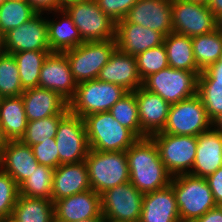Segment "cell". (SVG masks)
Segmentation results:
<instances>
[{
    "label": "cell",
    "instance_id": "ffe728a7",
    "mask_svg": "<svg viewBox=\"0 0 222 222\" xmlns=\"http://www.w3.org/2000/svg\"><path fill=\"white\" fill-rule=\"evenodd\" d=\"M142 132L150 137L164 129L170 104L142 86L134 91Z\"/></svg>",
    "mask_w": 222,
    "mask_h": 222
},
{
    "label": "cell",
    "instance_id": "8992f818",
    "mask_svg": "<svg viewBox=\"0 0 222 222\" xmlns=\"http://www.w3.org/2000/svg\"><path fill=\"white\" fill-rule=\"evenodd\" d=\"M117 49L116 40L88 41L64 51L77 84L95 80Z\"/></svg>",
    "mask_w": 222,
    "mask_h": 222
},
{
    "label": "cell",
    "instance_id": "83f0119b",
    "mask_svg": "<svg viewBox=\"0 0 222 222\" xmlns=\"http://www.w3.org/2000/svg\"><path fill=\"white\" fill-rule=\"evenodd\" d=\"M163 44L165 45L169 67L191 72H201L196 64L191 37L171 32L164 38Z\"/></svg>",
    "mask_w": 222,
    "mask_h": 222
},
{
    "label": "cell",
    "instance_id": "7dc6e473",
    "mask_svg": "<svg viewBox=\"0 0 222 222\" xmlns=\"http://www.w3.org/2000/svg\"><path fill=\"white\" fill-rule=\"evenodd\" d=\"M212 126L222 134V114L212 122Z\"/></svg>",
    "mask_w": 222,
    "mask_h": 222
},
{
    "label": "cell",
    "instance_id": "8fae6325",
    "mask_svg": "<svg viewBox=\"0 0 222 222\" xmlns=\"http://www.w3.org/2000/svg\"><path fill=\"white\" fill-rule=\"evenodd\" d=\"M55 141L59 165L85 161L90 148L83 118L69 111L60 120Z\"/></svg>",
    "mask_w": 222,
    "mask_h": 222
},
{
    "label": "cell",
    "instance_id": "4dcf8cb0",
    "mask_svg": "<svg viewBox=\"0 0 222 222\" xmlns=\"http://www.w3.org/2000/svg\"><path fill=\"white\" fill-rule=\"evenodd\" d=\"M192 49L198 68L203 71L216 63L222 54V33L217 29L192 37Z\"/></svg>",
    "mask_w": 222,
    "mask_h": 222
},
{
    "label": "cell",
    "instance_id": "f546056e",
    "mask_svg": "<svg viewBox=\"0 0 222 222\" xmlns=\"http://www.w3.org/2000/svg\"><path fill=\"white\" fill-rule=\"evenodd\" d=\"M49 53L51 50L13 53L18 65L23 90L39 87L41 67Z\"/></svg>",
    "mask_w": 222,
    "mask_h": 222
},
{
    "label": "cell",
    "instance_id": "d6a6232c",
    "mask_svg": "<svg viewBox=\"0 0 222 222\" xmlns=\"http://www.w3.org/2000/svg\"><path fill=\"white\" fill-rule=\"evenodd\" d=\"M108 112L122 126L131 130L139 139L147 137L141 130L138 105L134 92H127Z\"/></svg>",
    "mask_w": 222,
    "mask_h": 222
},
{
    "label": "cell",
    "instance_id": "1f68e13d",
    "mask_svg": "<svg viewBox=\"0 0 222 222\" xmlns=\"http://www.w3.org/2000/svg\"><path fill=\"white\" fill-rule=\"evenodd\" d=\"M37 13L38 11L27 0H5L0 5V33L6 34L26 23Z\"/></svg>",
    "mask_w": 222,
    "mask_h": 222
},
{
    "label": "cell",
    "instance_id": "7c38bea8",
    "mask_svg": "<svg viewBox=\"0 0 222 222\" xmlns=\"http://www.w3.org/2000/svg\"><path fill=\"white\" fill-rule=\"evenodd\" d=\"M144 194L131 182L117 185L101 194L104 219L139 222Z\"/></svg>",
    "mask_w": 222,
    "mask_h": 222
},
{
    "label": "cell",
    "instance_id": "ac0fdd59",
    "mask_svg": "<svg viewBox=\"0 0 222 222\" xmlns=\"http://www.w3.org/2000/svg\"><path fill=\"white\" fill-rule=\"evenodd\" d=\"M55 222H77L98 217L101 212V195L86 190L53 202Z\"/></svg>",
    "mask_w": 222,
    "mask_h": 222
},
{
    "label": "cell",
    "instance_id": "603a6c76",
    "mask_svg": "<svg viewBox=\"0 0 222 222\" xmlns=\"http://www.w3.org/2000/svg\"><path fill=\"white\" fill-rule=\"evenodd\" d=\"M98 80L122 86L128 92H134L142 86L137 70L136 56L116 49L108 63L101 69Z\"/></svg>",
    "mask_w": 222,
    "mask_h": 222
},
{
    "label": "cell",
    "instance_id": "816d5d0a",
    "mask_svg": "<svg viewBox=\"0 0 222 222\" xmlns=\"http://www.w3.org/2000/svg\"><path fill=\"white\" fill-rule=\"evenodd\" d=\"M189 2H195V3H199V4H203V5H208L209 0H187Z\"/></svg>",
    "mask_w": 222,
    "mask_h": 222
},
{
    "label": "cell",
    "instance_id": "b9f144b4",
    "mask_svg": "<svg viewBox=\"0 0 222 222\" xmlns=\"http://www.w3.org/2000/svg\"><path fill=\"white\" fill-rule=\"evenodd\" d=\"M198 83H222V54L216 63L200 72Z\"/></svg>",
    "mask_w": 222,
    "mask_h": 222
},
{
    "label": "cell",
    "instance_id": "30bf717a",
    "mask_svg": "<svg viewBox=\"0 0 222 222\" xmlns=\"http://www.w3.org/2000/svg\"><path fill=\"white\" fill-rule=\"evenodd\" d=\"M150 138L156 144L160 159L172 176L190 174L197 150L196 136L158 132Z\"/></svg>",
    "mask_w": 222,
    "mask_h": 222
},
{
    "label": "cell",
    "instance_id": "db71d44e",
    "mask_svg": "<svg viewBox=\"0 0 222 222\" xmlns=\"http://www.w3.org/2000/svg\"><path fill=\"white\" fill-rule=\"evenodd\" d=\"M4 143V137L0 126V146Z\"/></svg>",
    "mask_w": 222,
    "mask_h": 222
},
{
    "label": "cell",
    "instance_id": "74e56055",
    "mask_svg": "<svg viewBox=\"0 0 222 222\" xmlns=\"http://www.w3.org/2000/svg\"><path fill=\"white\" fill-rule=\"evenodd\" d=\"M197 95L212 122L222 114V83H198Z\"/></svg>",
    "mask_w": 222,
    "mask_h": 222
},
{
    "label": "cell",
    "instance_id": "cb8c5ba5",
    "mask_svg": "<svg viewBox=\"0 0 222 222\" xmlns=\"http://www.w3.org/2000/svg\"><path fill=\"white\" fill-rule=\"evenodd\" d=\"M86 190H91V186L85 161L60 164L55 168L51 194L53 202Z\"/></svg>",
    "mask_w": 222,
    "mask_h": 222
},
{
    "label": "cell",
    "instance_id": "7402d4cb",
    "mask_svg": "<svg viewBox=\"0 0 222 222\" xmlns=\"http://www.w3.org/2000/svg\"><path fill=\"white\" fill-rule=\"evenodd\" d=\"M21 96L27 121L66 115L69 112L68 102L52 90L36 87L24 90Z\"/></svg>",
    "mask_w": 222,
    "mask_h": 222
},
{
    "label": "cell",
    "instance_id": "4316f807",
    "mask_svg": "<svg viewBox=\"0 0 222 222\" xmlns=\"http://www.w3.org/2000/svg\"><path fill=\"white\" fill-rule=\"evenodd\" d=\"M27 122L22 96L0 98V126L4 142L21 140Z\"/></svg>",
    "mask_w": 222,
    "mask_h": 222
},
{
    "label": "cell",
    "instance_id": "6da1fadb",
    "mask_svg": "<svg viewBox=\"0 0 222 222\" xmlns=\"http://www.w3.org/2000/svg\"><path fill=\"white\" fill-rule=\"evenodd\" d=\"M125 154L129 182L141 193L153 192L171 184L173 176L161 161L157 146L150 137L138 139Z\"/></svg>",
    "mask_w": 222,
    "mask_h": 222
},
{
    "label": "cell",
    "instance_id": "60d3db41",
    "mask_svg": "<svg viewBox=\"0 0 222 222\" xmlns=\"http://www.w3.org/2000/svg\"><path fill=\"white\" fill-rule=\"evenodd\" d=\"M102 11L115 23L123 20L138 0H95Z\"/></svg>",
    "mask_w": 222,
    "mask_h": 222
},
{
    "label": "cell",
    "instance_id": "9f6ffc18",
    "mask_svg": "<svg viewBox=\"0 0 222 222\" xmlns=\"http://www.w3.org/2000/svg\"><path fill=\"white\" fill-rule=\"evenodd\" d=\"M0 43H3V35L0 33Z\"/></svg>",
    "mask_w": 222,
    "mask_h": 222
},
{
    "label": "cell",
    "instance_id": "52a82bcc",
    "mask_svg": "<svg viewBox=\"0 0 222 222\" xmlns=\"http://www.w3.org/2000/svg\"><path fill=\"white\" fill-rule=\"evenodd\" d=\"M63 9L72 18L84 42L115 39L116 23L95 0H74L66 3Z\"/></svg>",
    "mask_w": 222,
    "mask_h": 222
},
{
    "label": "cell",
    "instance_id": "5b68a950",
    "mask_svg": "<svg viewBox=\"0 0 222 222\" xmlns=\"http://www.w3.org/2000/svg\"><path fill=\"white\" fill-rule=\"evenodd\" d=\"M127 92L120 85L98 79L82 82L77 84L76 92L68 102V109L81 118L107 112Z\"/></svg>",
    "mask_w": 222,
    "mask_h": 222
},
{
    "label": "cell",
    "instance_id": "277c9868",
    "mask_svg": "<svg viewBox=\"0 0 222 222\" xmlns=\"http://www.w3.org/2000/svg\"><path fill=\"white\" fill-rule=\"evenodd\" d=\"M85 163L91 189L99 195L129 182V169L125 151H97L90 149Z\"/></svg>",
    "mask_w": 222,
    "mask_h": 222
},
{
    "label": "cell",
    "instance_id": "44dd1931",
    "mask_svg": "<svg viewBox=\"0 0 222 222\" xmlns=\"http://www.w3.org/2000/svg\"><path fill=\"white\" fill-rule=\"evenodd\" d=\"M222 167V134L213 126L197 136V150L190 175L206 178Z\"/></svg>",
    "mask_w": 222,
    "mask_h": 222
},
{
    "label": "cell",
    "instance_id": "c3c4849f",
    "mask_svg": "<svg viewBox=\"0 0 222 222\" xmlns=\"http://www.w3.org/2000/svg\"><path fill=\"white\" fill-rule=\"evenodd\" d=\"M216 29L222 33V13L215 16Z\"/></svg>",
    "mask_w": 222,
    "mask_h": 222
},
{
    "label": "cell",
    "instance_id": "7bdbcfd3",
    "mask_svg": "<svg viewBox=\"0 0 222 222\" xmlns=\"http://www.w3.org/2000/svg\"><path fill=\"white\" fill-rule=\"evenodd\" d=\"M217 206H222V167L206 177Z\"/></svg>",
    "mask_w": 222,
    "mask_h": 222
},
{
    "label": "cell",
    "instance_id": "f6af8a7d",
    "mask_svg": "<svg viewBox=\"0 0 222 222\" xmlns=\"http://www.w3.org/2000/svg\"><path fill=\"white\" fill-rule=\"evenodd\" d=\"M194 222H222V206H216Z\"/></svg>",
    "mask_w": 222,
    "mask_h": 222
},
{
    "label": "cell",
    "instance_id": "f1b7e54d",
    "mask_svg": "<svg viewBox=\"0 0 222 222\" xmlns=\"http://www.w3.org/2000/svg\"><path fill=\"white\" fill-rule=\"evenodd\" d=\"M12 216L19 222H55L53 201L19 195Z\"/></svg>",
    "mask_w": 222,
    "mask_h": 222
},
{
    "label": "cell",
    "instance_id": "f5cc1de1",
    "mask_svg": "<svg viewBox=\"0 0 222 222\" xmlns=\"http://www.w3.org/2000/svg\"><path fill=\"white\" fill-rule=\"evenodd\" d=\"M104 222H132V221L104 219Z\"/></svg>",
    "mask_w": 222,
    "mask_h": 222
},
{
    "label": "cell",
    "instance_id": "9c48e42d",
    "mask_svg": "<svg viewBox=\"0 0 222 222\" xmlns=\"http://www.w3.org/2000/svg\"><path fill=\"white\" fill-rule=\"evenodd\" d=\"M212 127L201 98L196 94L176 104L169 109L167 121L161 133L199 136Z\"/></svg>",
    "mask_w": 222,
    "mask_h": 222
},
{
    "label": "cell",
    "instance_id": "e0dca14e",
    "mask_svg": "<svg viewBox=\"0 0 222 222\" xmlns=\"http://www.w3.org/2000/svg\"><path fill=\"white\" fill-rule=\"evenodd\" d=\"M31 146L21 140L5 141L0 146V168L20 186L37 168Z\"/></svg>",
    "mask_w": 222,
    "mask_h": 222
},
{
    "label": "cell",
    "instance_id": "3957f363",
    "mask_svg": "<svg viewBox=\"0 0 222 222\" xmlns=\"http://www.w3.org/2000/svg\"><path fill=\"white\" fill-rule=\"evenodd\" d=\"M170 185L176 195L181 222H194L217 206L206 178L181 174L173 176Z\"/></svg>",
    "mask_w": 222,
    "mask_h": 222
},
{
    "label": "cell",
    "instance_id": "d590c367",
    "mask_svg": "<svg viewBox=\"0 0 222 222\" xmlns=\"http://www.w3.org/2000/svg\"><path fill=\"white\" fill-rule=\"evenodd\" d=\"M65 115H55L27 122V127L21 141L29 146L55 138L60 120Z\"/></svg>",
    "mask_w": 222,
    "mask_h": 222
},
{
    "label": "cell",
    "instance_id": "8d00e7d4",
    "mask_svg": "<svg viewBox=\"0 0 222 222\" xmlns=\"http://www.w3.org/2000/svg\"><path fill=\"white\" fill-rule=\"evenodd\" d=\"M136 59L138 74L142 81L151 74L169 67L164 44L139 53Z\"/></svg>",
    "mask_w": 222,
    "mask_h": 222
},
{
    "label": "cell",
    "instance_id": "11a10c76",
    "mask_svg": "<svg viewBox=\"0 0 222 222\" xmlns=\"http://www.w3.org/2000/svg\"><path fill=\"white\" fill-rule=\"evenodd\" d=\"M58 1L64 6L66 3L74 1V0H58Z\"/></svg>",
    "mask_w": 222,
    "mask_h": 222
},
{
    "label": "cell",
    "instance_id": "f907efd6",
    "mask_svg": "<svg viewBox=\"0 0 222 222\" xmlns=\"http://www.w3.org/2000/svg\"><path fill=\"white\" fill-rule=\"evenodd\" d=\"M0 222H19L15 217L7 216L6 218L0 219Z\"/></svg>",
    "mask_w": 222,
    "mask_h": 222
},
{
    "label": "cell",
    "instance_id": "681fc988",
    "mask_svg": "<svg viewBox=\"0 0 222 222\" xmlns=\"http://www.w3.org/2000/svg\"><path fill=\"white\" fill-rule=\"evenodd\" d=\"M77 222H104V217L101 214L98 217H92V218L85 219V220H80V221H77Z\"/></svg>",
    "mask_w": 222,
    "mask_h": 222
},
{
    "label": "cell",
    "instance_id": "e575fe53",
    "mask_svg": "<svg viewBox=\"0 0 222 222\" xmlns=\"http://www.w3.org/2000/svg\"><path fill=\"white\" fill-rule=\"evenodd\" d=\"M24 92L13 54L0 52V98L17 97Z\"/></svg>",
    "mask_w": 222,
    "mask_h": 222
},
{
    "label": "cell",
    "instance_id": "d6986e66",
    "mask_svg": "<svg viewBox=\"0 0 222 222\" xmlns=\"http://www.w3.org/2000/svg\"><path fill=\"white\" fill-rule=\"evenodd\" d=\"M165 36L148 27L130 22H117L115 40L117 49L123 53L137 56L147 49L160 46Z\"/></svg>",
    "mask_w": 222,
    "mask_h": 222
},
{
    "label": "cell",
    "instance_id": "bcb514c9",
    "mask_svg": "<svg viewBox=\"0 0 222 222\" xmlns=\"http://www.w3.org/2000/svg\"><path fill=\"white\" fill-rule=\"evenodd\" d=\"M207 6L215 16L222 13V0H209Z\"/></svg>",
    "mask_w": 222,
    "mask_h": 222
},
{
    "label": "cell",
    "instance_id": "2e32d148",
    "mask_svg": "<svg viewBox=\"0 0 222 222\" xmlns=\"http://www.w3.org/2000/svg\"><path fill=\"white\" fill-rule=\"evenodd\" d=\"M119 22H130L162 33L173 32L171 0H138Z\"/></svg>",
    "mask_w": 222,
    "mask_h": 222
},
{
    "label": "cell",
    "instance_id": "836d02e7",
    "mask_svg": "<svg viewBox=\"0 0 222 222\" xmlns=\"http://www.w3.org/2000/svg\"><path fill=\"white\" fill-rule=\"evenodd\" d=\"M55 169L39 164L20 186L19 195L51 200Z\"/></svg>",
    "mask_w": 222,
    "mask_h": 222
},
{
    "label": "cell",
    "instance_id": "ab89813d",
    "mask_svg": "<svg viewBox=\"0 0 222 222\" xmlns=\"http://www.w3.org/2000/svg\"><path fill=\"white\" fill-rule=\"evenodd\" d=\"M37 162L55 169L59 166L58 147L55 138L31 146Z\"/></svg>",
    "mask_w": 222,
    "mask_h": 222
},
{
    "label": "cell",
    "instance_id": "d4e9b609",
    "mask_svg": "<svg viewBox=\"0 0 222 222\" xmlns=\"http://www.w3.org/2000/svg\"><path fill=\"white\" fill-rule=\"evenodd\" d=\"M139 222H181L171 185L144 194Z\"/></svg>",
    "mask_w": 222,
    "mask_h": 222
},
{
    "label": "cell",
    "instance_id": "ba28073f",
    "mask_svg": "<svg viewBox=\"0 0 222 222\" xmlns=\"http://www.w3.org/2000/svg\"><path fill=\"white\" fill-rule=\"evenodd\" d=\"M199 74L167 67L145 78L142 87L172 105L197 94Z\"/></svg>",
    "mask_w": 222,
    "mask_h": 222
},
{
    "label": "cell",
    "instance_id": "5bb4252c",
    "mask_svg": "<svg viewBox=\"0 0 222 222\" xmlns=\"http://www.w3.org/2000/svg\"><path fill=\"white\" fill-rule=\"evenodd\" d=\"M44 12H38L26 23L3 35L1 51L13 54L21 51L50 50L47 20Z\"/></svg>",
    "mask_w": 222,
    "mask_h": 222
},
{
    "label": "cell",
    "instance_id": "484cf974",
    "mask_svg": "<svg viewBox=\"0 0 222 222\" xmlns=\"http://www.w3.org/2000/svg\"><path fill=\"white\" fill-rule=\"evenodd\" d=\"M50 13L55 15L58 13V16L62 15L59 20L57 16V20L46 18L48 43L51 52H64L84 43L78 28L64 9L47 12V15L49 16Z\"/></svg>",
    "mask_w": 222,
    "mask_h": 222
},
{
    "label": "cell",
    "instance_id": "9a60e30c",
    "mask_svg": "<svg viewBox=\"0 0 222 222\" xmlns=\"http://www.w3.org/2000/svg\"><path fill=\"white\" fill-rule=\"evenodd\" d=\"M39 87L57 92L67 102L73 98L77 82L64 52L48 54L41 67Z\"/></svg>",
    "mask_w": 222,
    "mask_h": 222
},
{
    "label": "cell",
    "instance_id": "7a4b0ae2",
    "mask_svg": "<svg viewBox=\"0 0 222 222\" xmlns=\"http://www.w3.org/2000/svg\"><path fill=\"white\" fill-rule=\"evenodd\" d=\"M89 148L97 151H127L139 138L122 126L111 113L99 112L83 117Z\"/></svg>",
    "mask_w": 222,
    "mask_h": 222
},
{
    "label": "cell",
    "instance_id": "f35d334b",
    "mask_svg": "<svg viewBox=\"0 0 222 222\" xmlns=\"http://www.w3.org/2000/svg\"><path fill=\"white\" fill-rule=\"evenodd\" d=\"M19 196V186L0 168V219L13 214Z\"/></svg>",
    "mask_w": 222,
    "mask_h": 222
},
{
    "label": "cell",
    "instance_id": "4fadbf2b",
    "mask_svg": "<svg viewBox=\"0 0 222 222\" xmlns=\"http://www.w3.org/2000/svg\"><path fill=\"white\" fill-rule=\"evenodd\" d=\"M171 7L173 32L192 38L216 29L215 15L207 5L171 0Z\"/></svg>",
    "mask_w": 222,
    "mask_h": 222
},
{
    "label": "cell",
    "instance_id": "ee69618b",
    "mask_svg": "<svg viewBox=\"0 0 222 222\" xmlns=\"http://www.w3.org/2000/svg\"><path fill=\"white\" fill-rule=\"evenodd\" d=\"M38 12L47 13L63 9V5L58 0H27ZM46 11V12H45Z\"/></svg>",
    "mask_w": 222,
    "mask_h": 222
}]
</instances>
